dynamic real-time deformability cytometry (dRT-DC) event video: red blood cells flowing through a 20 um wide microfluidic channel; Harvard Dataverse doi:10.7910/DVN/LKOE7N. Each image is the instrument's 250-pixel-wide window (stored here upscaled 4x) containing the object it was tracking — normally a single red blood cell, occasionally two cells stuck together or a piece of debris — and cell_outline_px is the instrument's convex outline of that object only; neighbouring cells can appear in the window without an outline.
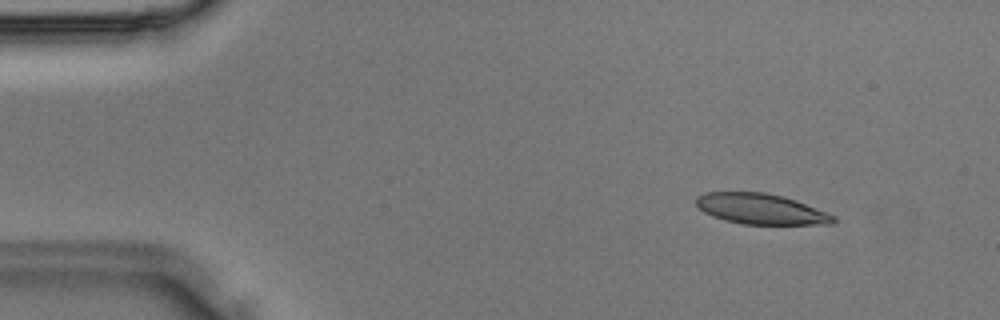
{"species": "Egyptian fruit bat (a non-hibernating species)", "species_latin": "Rousettus aegyptiacus", "temperature_condition": "room temperature", "stored_images_in_passage": 35, "camera_frame_rate_fps": 3000, "um_per_image_px": 0.085, "animal": {"sex": "male"}, "frame": {"image": 1, "passage_image": 4, "time_ms": 1.0, "image_size_px": [1000, 320], "cell_outline_px": [[836, 220], [832, 224], [740, 224], [724, 220], [712, 216], [704, 212], [696, 204], [696, 196], [708, 192], [764, 192], [784, 196], [796, 200], [836, 216]], "centroid_in_image_um": [64.67, 17.76], "position_along_channel_um": 20.3, "area_um2": 24.45}}
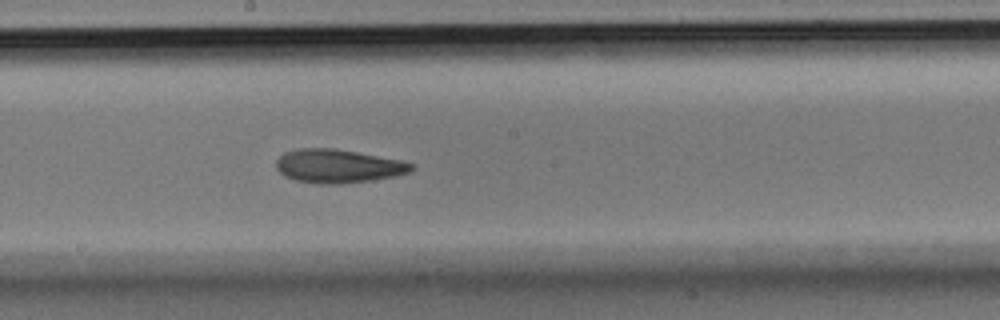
{"frame": {"image": 2, "passage_image": 19, "time_ms": 6.0, "image_size_px": [1000, 320], "cell_outline_px": [[416, 168], [408, 172], [396, 176], [372, 180], [340, 184], [316, 184], [296, 180], [284, 176], [276, 168], [276, 160], [284, 152], [300, 148], [336, 148], [404, 160], [416, 164]], "centroid_in_image_um": [28.78, 14.11], "position_along_channel_um": 219.4, "area_um2": 26.88}}
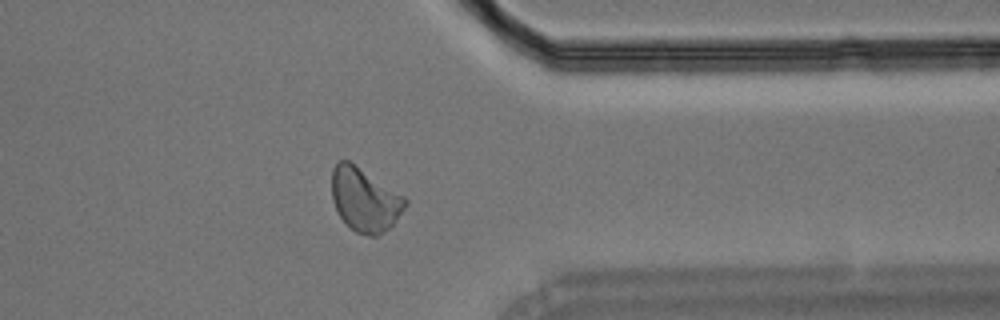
{"frame": {"image": 3, "passage_image": 28, "time_ms": 9.0, "image_size_px": [1000, 320], "cell_outline_px": [[408, 204], [392, 224], [388, 228], [376, 236], [368, 236], [356, 232], [336, 212], [332, 200], [332, 168], [340, 160], [348, 160], [404, 196], [408, 200]], "centroid_in_image_um": [30.99, 16.97], "position_along_channel_um": 380.4, "area_um2": 26.88}}